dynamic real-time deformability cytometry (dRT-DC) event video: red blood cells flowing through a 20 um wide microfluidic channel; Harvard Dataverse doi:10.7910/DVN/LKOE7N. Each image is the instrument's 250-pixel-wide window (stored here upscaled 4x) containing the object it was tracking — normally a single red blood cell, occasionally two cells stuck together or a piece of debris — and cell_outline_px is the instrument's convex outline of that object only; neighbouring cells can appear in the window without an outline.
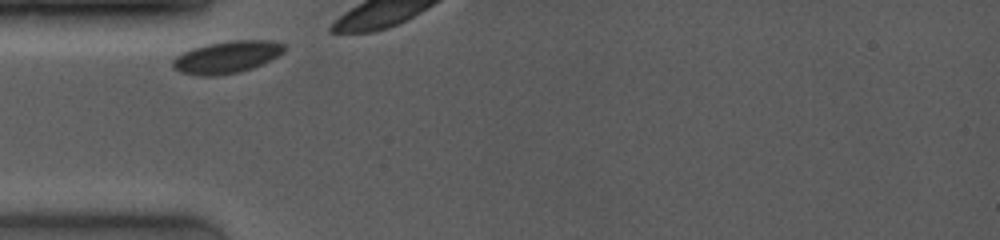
{"species": "common noctule bat (a hibernating species)", "species_latin": "Nyctalus noctula", "temperature_condition": "room temperature", "stored_images_in_passage": 32, "camera_frame_rate_fps": 4000, "um_per_image_px": 0.085, "animal": {"sex": "female", "body_mass_g": 19.0, "forearm_length_mm": 53.3}, "frame": {"image": 1, "passage_image": 1, "time_ms": 0.0, "image_size_px": [1000, 240], "cell_outline_px": [[284, 52], [252, 68], [240, 72], [216, 76], [200, 76], [180, 72], [172, 68], [172, 60], [176, 56], [192, 48], [208, 44], [232, 40], [268, 40], [284, 44]], "centroid_in_image_um": [19.23, 4.86], "position_along_channel_um": 65.8, "area_um2": 20.75}}